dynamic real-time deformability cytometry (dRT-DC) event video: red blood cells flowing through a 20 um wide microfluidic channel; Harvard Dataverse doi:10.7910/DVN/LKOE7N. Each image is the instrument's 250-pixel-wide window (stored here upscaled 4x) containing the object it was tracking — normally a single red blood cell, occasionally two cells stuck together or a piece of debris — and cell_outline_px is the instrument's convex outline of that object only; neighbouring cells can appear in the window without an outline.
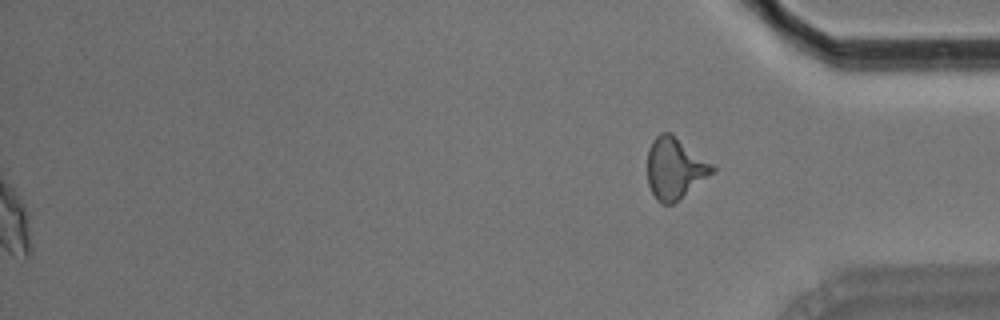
{"species": "Egyptian fruit bat (a non-hibernating species)", "species_latin": "Rousettus aegyptiacus", "temperature_condition": "room temperature", "stored_images_in_passage": 43, "segment_of_instrument_passage": [2, 2], "camera_frame_rate_fps": 3000, "um_per_image_px": 0.085, "animal": {"sex": "male"}, "frame": {"image": 1, "passage_image": 43, "time_ms": 14.0, "image_size_px": [1000, 320], "cell_outline_px": [[716, 172], [672, 204], [660, 204], [656, 200], [648, 184], [648, 148], [652, 140], [660, 132], [672, 132], [712, 164], [716, 168]], "centroid_in_image_um": [57.36, 14.29], "position_along_channel_um": 377.8, "area_um2": 23.35}}